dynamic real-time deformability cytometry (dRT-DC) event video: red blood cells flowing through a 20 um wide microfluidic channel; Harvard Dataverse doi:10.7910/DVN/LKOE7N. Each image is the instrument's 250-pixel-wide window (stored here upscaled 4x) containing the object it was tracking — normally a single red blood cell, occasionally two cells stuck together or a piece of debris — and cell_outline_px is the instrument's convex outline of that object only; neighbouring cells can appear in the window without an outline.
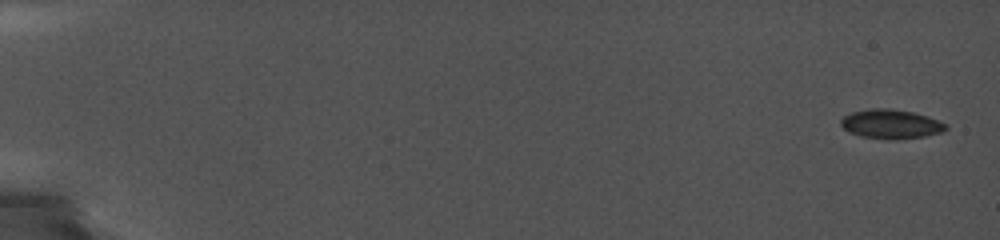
{"species": "common noctule bat (a hibernating species)", "species_latin": "Nyctalus noctula", "temperature_condition": "cold", "stored_images_in_passage": 6, "camera_frame_rate_fps": 5000, "um_per_image_px": 0.085, "animal": {"sex": "female", "body_mass_g": 19.0, "forearm_length_mm": 56.7}, "frame": {"image": 1, "passage_image": 1, "time_ms": 0.0, "image_size_px": [1000, 240], "cell_outline_px": [[948, 128], [940, 132], [924, 136], [888, 140], [860, 136], [848, 132], [840, 124], [840, 120], [844, 116], [852, 112], [872, 108], [888, 108], [912, 112], [928, 116], [944, 124]], "centroid_in_image_um": [75.67, 10.54], "position_along_channel_um": 9.3, "area_um2": 17.69}}